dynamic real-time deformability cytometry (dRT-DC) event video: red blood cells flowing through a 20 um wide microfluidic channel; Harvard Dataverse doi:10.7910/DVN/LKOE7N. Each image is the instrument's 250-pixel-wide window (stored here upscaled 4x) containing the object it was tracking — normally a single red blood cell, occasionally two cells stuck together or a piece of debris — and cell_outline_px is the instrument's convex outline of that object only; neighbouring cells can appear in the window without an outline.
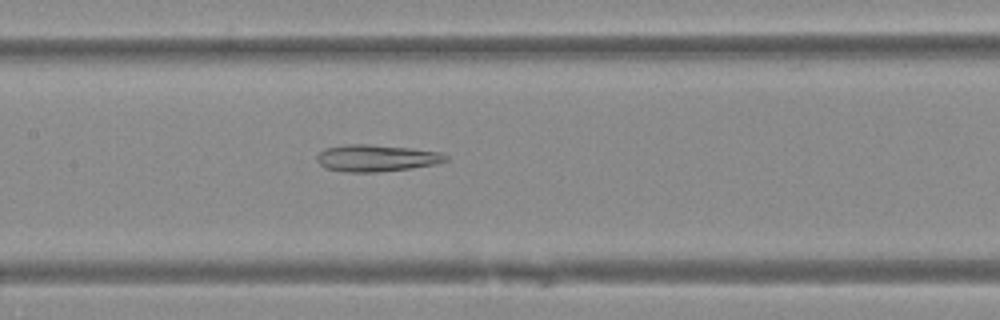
{"species": "Egyptian fruit bat (a non-hibernating species)", "species_latin": "Rousettus aegyptiacus", "temperature_condition": "warm", "stored_images_in_passage": 42, "camera_frame_rate_fps": 3000, "um_per_image_px": 0.085, "animal": {"sex": "female"}, "frame": {"image": 1, "passage_image": 17, "time_ms": 5.333, "image_size_px": [1000, 320], "cell_outline_px": [[448, 160], [432, 164], [408, 168], [376, 172], [348, 172], [324, 168], [316, 160], [316, 156], [324, 148], [344, 144], [368, 144], [412, 148], [440, 152], [448, 156]], "centroid_in_image_um": [31.93, 13.42], "position_along_channel_um": 175.5, "area_um2": 20.06}}
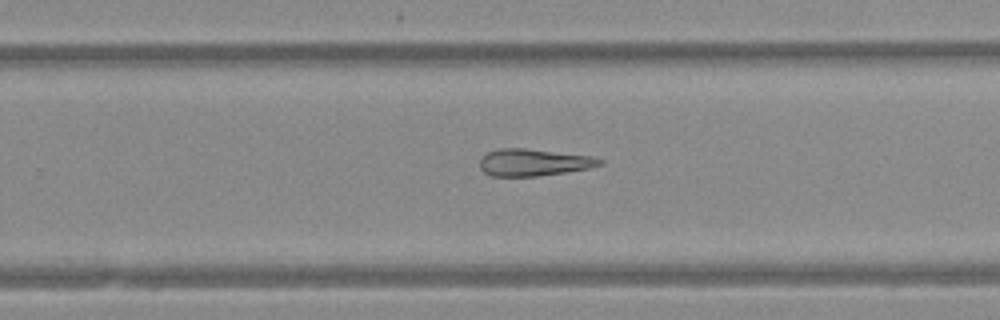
{"frame": {"image": 2, "passage_image": 25, "time_ms": 8.0, "image_size_px": [1000, 320], "cell_outline_px": [[604, 164], [588, 168], [564, 172], [536, 176], [492, 176], [484, 172], [480, 168], [480, 156], [488, 152], [500, 148], [524, 148], [588, 156], [604, 160]], "centroid_in_image_um": [45.31, 13.8], "position_along_channel_um": 284.5, "area_um2": 18.67}}
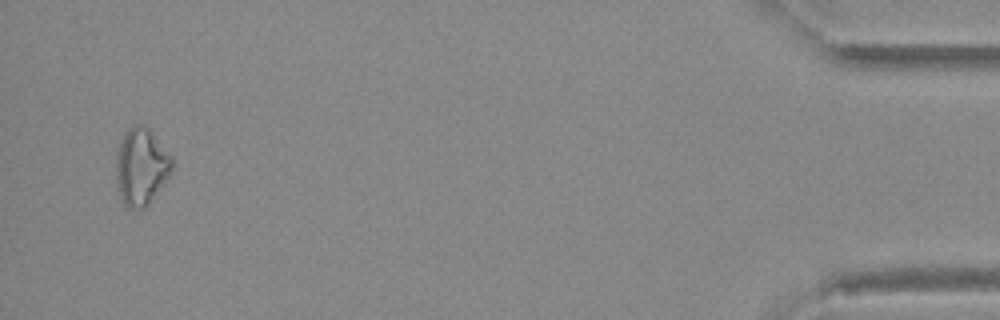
{"frame": {"image": 3, "passage_image": 41, "time_ms": 13.333, "image_size_px": [1000, 320], "cell_outline_px": [[172, 168], [168, 176], [148, 204], [144, 208], [128, 208], [124, 204], [120, 196], [116, 180], [116, 156], [120, 144], [128, 128], [132, 124], [144, 124], [152, 132], [172, 156]], "centroid_in_image_um": [11.99, 14.14], "position_along_channel_um": 423.2, "area_um2": 24.8}}